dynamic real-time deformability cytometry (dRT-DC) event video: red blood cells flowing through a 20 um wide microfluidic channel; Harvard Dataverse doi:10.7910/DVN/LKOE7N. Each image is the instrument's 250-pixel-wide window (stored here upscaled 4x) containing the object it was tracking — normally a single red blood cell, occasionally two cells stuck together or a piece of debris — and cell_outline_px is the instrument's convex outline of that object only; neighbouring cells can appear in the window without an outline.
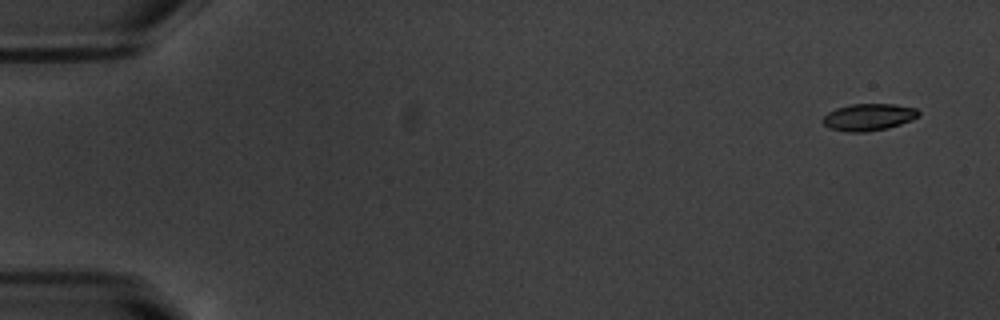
{"species": "common noctule bat (a hibernating species)", "species_latin": "Nyctalus noctula", "temperature_condition": "warm", "stored_images_in_passage": 52, "camera_frame_rate_fps": 3000, "um_per_image_px": 0.085, "animal": {"sex": "male", "body_mass_g": 20.1, "forearm_length_mm": 53.5}, "frame": {"image": 1, "passage_image": 1, "time_ms": 0.0, "image_size_px": [1000, 320], "cell_outline_px": [[920, 116], [912, 120], [888, 128], [868, 132], [848, 132], [828, 128], [820, 120], [828, 112], [836, 108], [852, 104], [892, 104], [916, 108], [920, 112]], "centroid_in_image_um": [73.82, 9.96], "position_along_channel_um": 11.2, "area_um2": 15.2}}
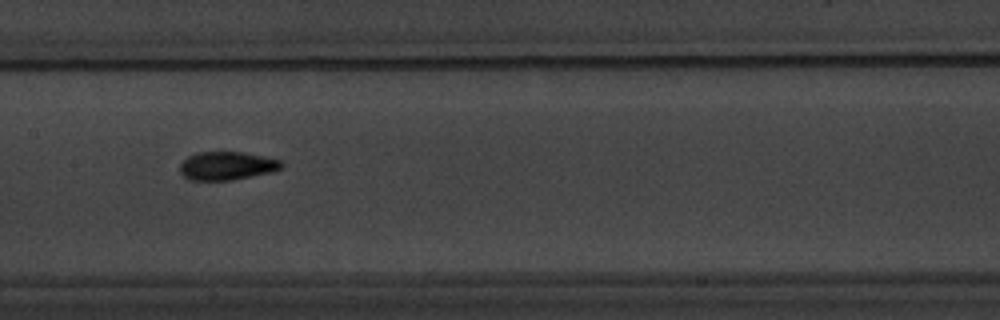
{"frame": {"image": 2, "passage_image": 26, "time_ms": 8.333, "image_size_px": [1000, 320], "cell_outline_px": [[284, 164], [280, 168], [272, 172], [232, 180], [192, 180], [184, 176], [180, 172], [180, 164], [188, 156], [196, 152], [244, 152], [264, 156], [280, 160]], "centroid_in_image_um": [19.29, 14.09], "position_along_channel_um": 188.1, "area_um2": 16.76}}
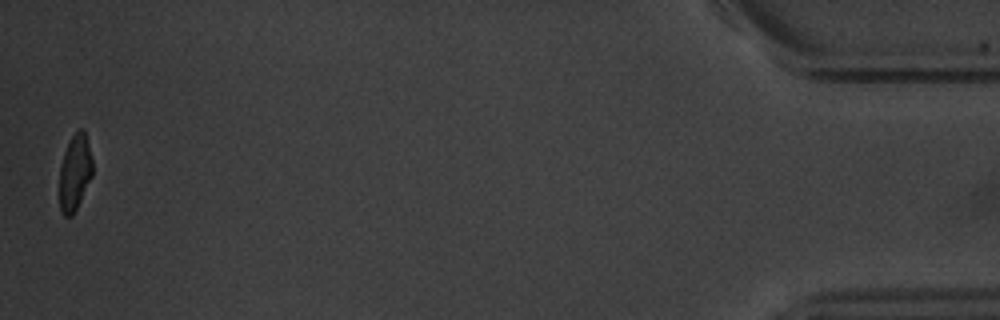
{"frame": {"image": 3, "passage_image": 52, "time_ms": 17.0, "image_size_px": [1000, 320], "cell_outline_px": [[92, 176], [72, 216], [64, 216], [60, 212], [60, 168], [64, 152], [72, 136], [80, 128], [84, 128], [92, 160]], "centroid_in_image_um": [6.36, 14.66], "position_along_channel_um": 428.8, "area_um2": 14.39}, "authors_computed_cell_mechanics": {"area_um2": 16.0973, "velocity_mm_per_s": 3.7823, "shape_relaxation_time_tau1_ms": 3.373, "shape_relaxation_time_tau2_ms": 2.4323, "deformation_change_tau1": 0.1484, "deformation_change_tau2": 0.0727}}